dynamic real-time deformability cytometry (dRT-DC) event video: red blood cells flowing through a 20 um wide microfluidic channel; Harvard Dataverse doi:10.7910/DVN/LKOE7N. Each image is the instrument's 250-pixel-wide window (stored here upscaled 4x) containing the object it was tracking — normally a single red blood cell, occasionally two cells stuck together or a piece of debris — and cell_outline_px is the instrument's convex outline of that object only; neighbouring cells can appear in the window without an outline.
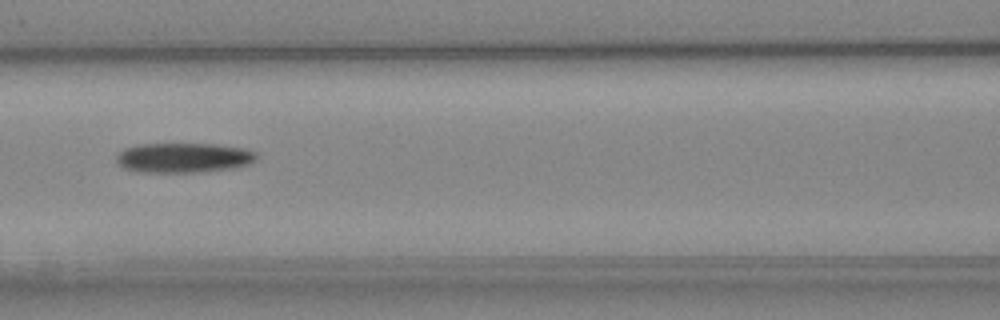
{"species": "Egyptian fruit bat (a non-hibernating species)", "species_latin": "Rousettus aegyptiacus", "temperature_condition": "cold", "stored_images_in_passage": 7, "camera_frame_rate_fps": 3000, "um_per_image_px": 0.085, "animal": {"sex": "female"}, "frame": {"image": 1, "passage_image": 7, "time_ms": 7.0, "image_size_px": [1000, 320], "cell_outline_px": [[256, 160], [248, 164], [236, 168], [200, 172], [136, 172], [124, 168], [116, 164], [116, 156], [124, 148], [140, 144], [216, 144], [244, 148], [256, 152]], "centroid_in_image_um": [15.59, 13.41], "position_along_channel_um": 151.0, "area_um2": 24.57}}